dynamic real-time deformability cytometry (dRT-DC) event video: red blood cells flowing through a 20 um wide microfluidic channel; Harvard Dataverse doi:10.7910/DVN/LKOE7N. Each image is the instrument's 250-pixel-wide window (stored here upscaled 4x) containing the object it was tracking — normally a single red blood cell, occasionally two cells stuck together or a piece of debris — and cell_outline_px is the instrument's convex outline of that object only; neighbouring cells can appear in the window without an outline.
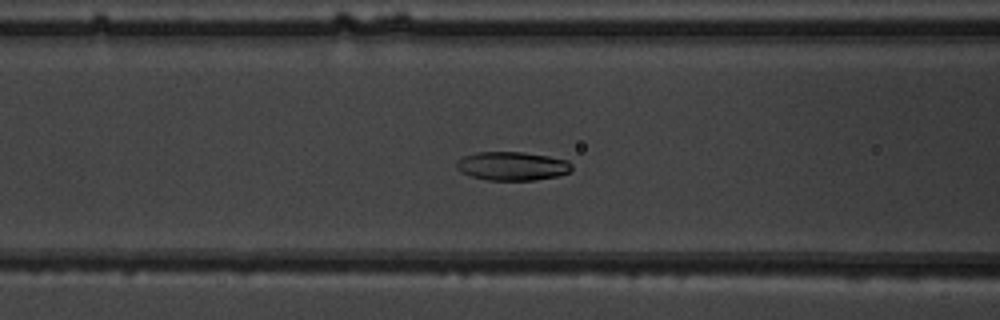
{"species": "common noctule bat (a hibernating species)", "species_latin": "Nyctalus noctula", "temperature_condition": "warm", "stored_images_in_passage": 35, "camera_frame_rate_fps": 3000, "um_per_image_px": 0.085, "animal": {"sex": "male", "body_mass_g": 19.5, "forearm_length_mm": 54.6}, "frame": {"image": 1, "passage_image": 5, "time_ms": 1.333, "image_size_px": [1000, 320], "cell_outline_px": [[572, 168], [568, 172], [556, 176], [536, 180], [484, 180], [460, 172], [456, 168], [456, 160], [464, 156], [476, 152], [524, 152], [548, 156], [568, 160], [572, 164]], "centroid_in_image_um": [43.51, 14.11], "position_along_channel_um": 123.1, "area_um2": 19.36}}
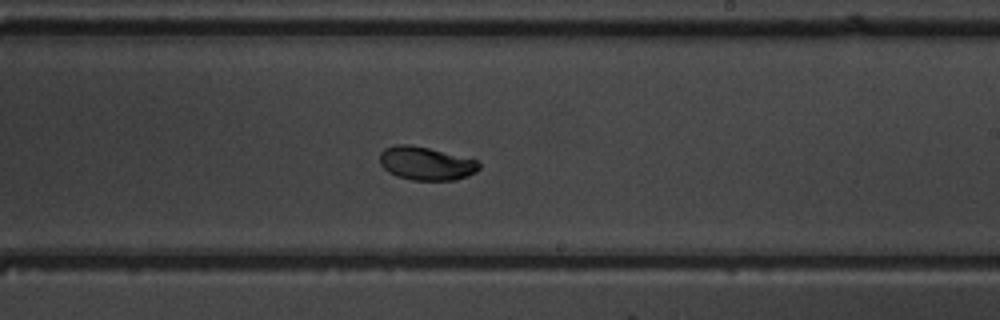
{"frame": {"image": 2, "passage_image": 15, "time_ms": 4.667, "image_size_px": [1000, 320], "cell_outline_px": [[480, 168], [476, 172], [468, 176], [456, 180], [412, 180], [396, 176], [388, 172], [380, 164], [380, 152], [384, 148], [396, 144], [408, 144], [428, 148], [476, 160], [480, 164]], "centroid_in_image_um": [36.19, 13.9], "position_along_channel_um": 252.8, "area_um2": 19.31}}
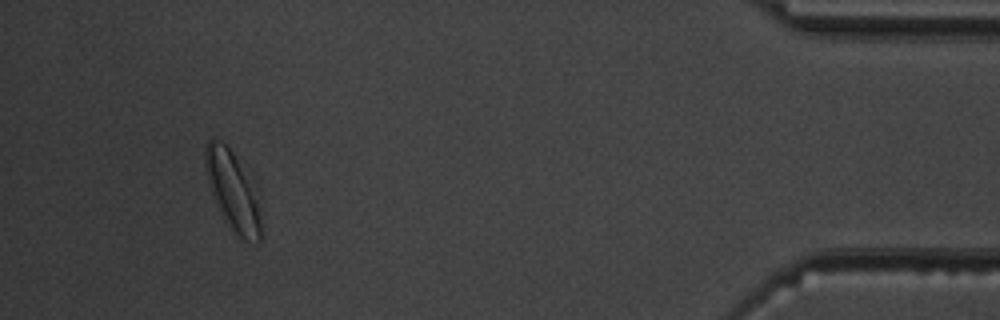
{"frame": {"image": 3, "passage_image": 32, "time_ms": 10.333, "image_size_px": [1000, 320], "cell_outline_px": [[260, 240], [256, 244], [244, 240], [236, 236], [224, 220], [212, 196], [208, 184], [204, 160], [204, 148], [208, 140], [220, 140], [232, 152], [256, 184], [260, 216]], "centroid_in_image_um": [19.79, 16.26], "position_along_channel_um": 415.4, "area_um2": 26.13}, "authors_computed_cell_mechanics": {"area_um2": 19.1318, "velocity_mm_per_s": 3.9034, "shape_relaxation_time_tau1_ms": 3.5789, "shape_relaxation_time_tau2_ms": null, "deformation_change_tau1": 0.1603, "deformation_change_tau2": null}}